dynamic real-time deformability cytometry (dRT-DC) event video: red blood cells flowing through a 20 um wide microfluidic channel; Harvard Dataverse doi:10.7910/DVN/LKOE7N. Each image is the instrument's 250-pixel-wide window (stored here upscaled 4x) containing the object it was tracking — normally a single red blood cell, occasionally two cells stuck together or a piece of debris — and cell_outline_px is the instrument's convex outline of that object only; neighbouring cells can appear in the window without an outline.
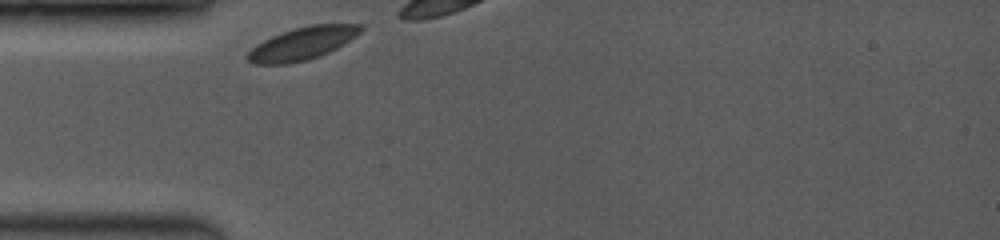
{"species": "common noctule bat (a hibernating species)", "species_latin": "Nyctalus noctula", "temperature_condition": "room temperature", "stored_images_in_passage": 3, "camera_frame_rate_fps": 3500, "um_per_image_px": 0.085, "animal": {"sex": "female", "body_mass_g": 19.0, "forearm_length_mm": 53.3}, "frame": {"image": 1, "passage_image": 1, "time_ms": 0.0, "image_size_px": [1000, 240], "cell_outline_px": [[364, 28], [356, 36], [336, 48], [320, 56], [308, 60], [288, 64], [256, 64], [248, 60], [244, 56], [256, 44], [272, 36], [292, 28], [308, 24], [364, 24]], "centroid_in_image_um": [25.7, 3.69], "position_along_channel_um": 59.3, "area_um2": 21.68}}